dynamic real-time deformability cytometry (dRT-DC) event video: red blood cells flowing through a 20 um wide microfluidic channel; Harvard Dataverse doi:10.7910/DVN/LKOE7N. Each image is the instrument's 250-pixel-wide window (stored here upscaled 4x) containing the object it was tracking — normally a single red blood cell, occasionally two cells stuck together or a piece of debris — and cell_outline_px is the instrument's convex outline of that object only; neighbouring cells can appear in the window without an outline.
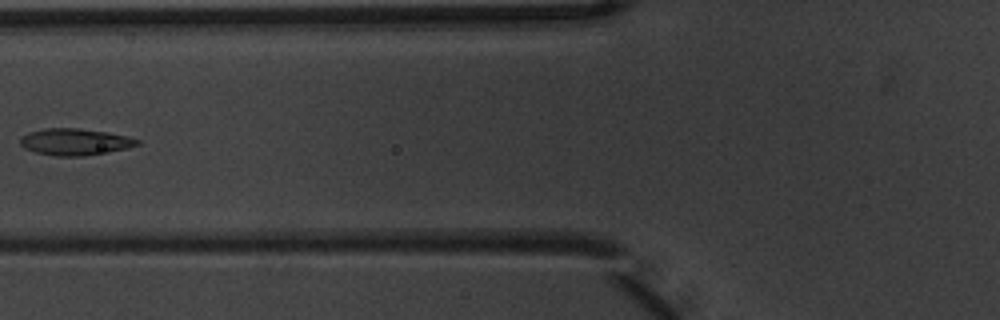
{"species": "common noctule bat (a hibernating species)", "species_latin": "Nyctalus noctula", "temperature_condition": "warm", "stored_images_in_passage": 8, "camera_frame_rate_fps": 3000, "um_per_image_px": 0.085, "animal": {"sex": "male", "body_mass_g": 20.1, "forearm_length_mm": 53.5}, "frame": {"image": 1, "passage_image": 7, "time_ms": 2.0, "image_size_px": [1000, 320], "cell_outline_px": [[140, 144], [128, 148], [108, 152], [84, 156], [56, 156], [36, 152], [24, 148], [20, 144], [20, 136], [28, 132], [44, 128], [76, 128], [108, 132], [128, 136], [140, 140]], "centroid_in_image_um": [6.37, 12.05], "position_along_channel_um": 119.4, "area_um2": 18.32}}
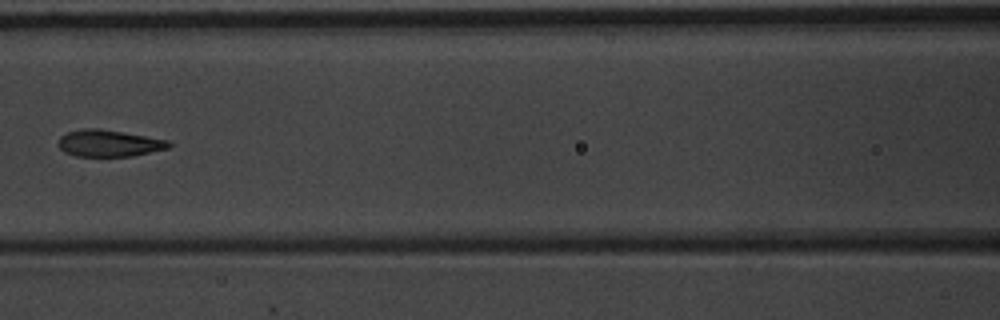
{"frame": {"image": 2, "passage_image": 8, "time_ms": 2.333, "image_size_px": [1000, 320], "cell_outline_px": [[172, 144], [168, 148], [132, 156], [76, 156], [64, 152], [56, 144], [60, 136], [68, 132], [84, 128], [100, 128], [124, 132], [168, 140]], "centroid_in_image_um": [9.23, 12.17], "position_along_channel_um": 157.4, "area_um2": 17.28}}